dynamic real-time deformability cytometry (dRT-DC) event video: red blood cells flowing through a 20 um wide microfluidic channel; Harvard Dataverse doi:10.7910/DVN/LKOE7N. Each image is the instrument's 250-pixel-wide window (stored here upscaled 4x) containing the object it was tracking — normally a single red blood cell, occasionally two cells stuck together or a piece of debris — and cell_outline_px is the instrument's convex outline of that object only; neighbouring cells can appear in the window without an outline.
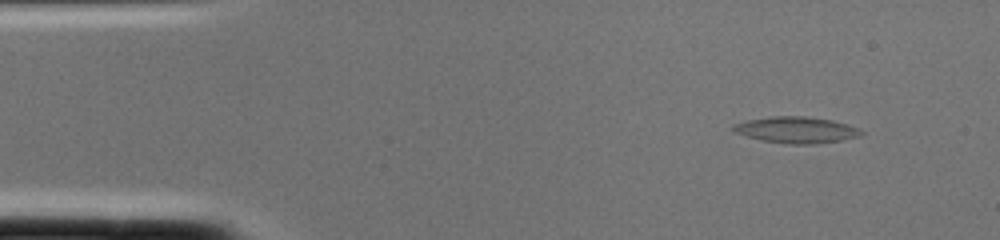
{"species": "common noctule bat (a hibernating species)", "species_latin": "Nyctalus noctula", "temperature_condition": "cold", "stored_images_in_passage": 1, "camera_frame_rate_fps": 3000, "um_per_image_px": 0.085, "animal": {"sex": "female", "body_mass_g": 22.0, "forearm_length_mm": 56.7}, "frame": {"image": 1, "passage_image": 1, "time_ms": 0.0, "image_size_px": [1000, 240], "cell_outline_px": [[864, 132], [860, 136], [844, 140], [816, 144], [788, 144], [760, 140], [732, 132], [732, 124], [748, 120], [772, 116], [804, 116], [832, 120], [848, 124], [860, 128]], "centroid_in_image_um": [67.7, 11.05], "position_along_channel_um": 17.3, "area_um2": 19.88}}